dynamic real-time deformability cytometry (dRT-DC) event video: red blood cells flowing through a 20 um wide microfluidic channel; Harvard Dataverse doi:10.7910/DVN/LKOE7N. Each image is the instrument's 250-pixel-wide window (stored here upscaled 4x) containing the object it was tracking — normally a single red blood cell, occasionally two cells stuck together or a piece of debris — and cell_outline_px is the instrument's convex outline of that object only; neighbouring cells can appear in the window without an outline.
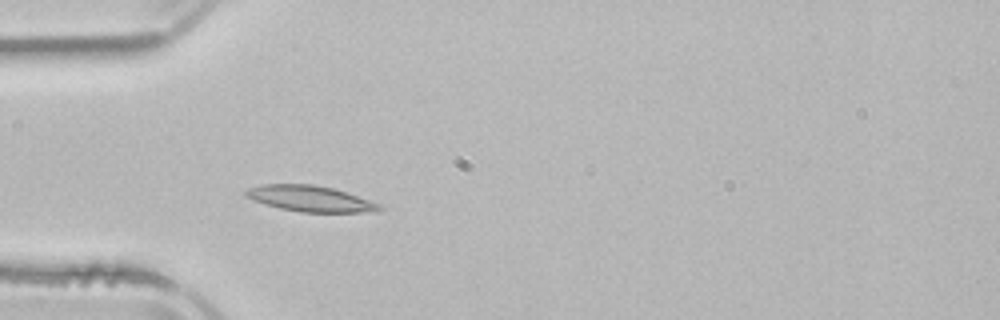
{"species": "common noctule bat (a hibernating species)", "species_latin": "Nyctalus noctula", "temperature_condition": "room temperature", "stored_images_in_passage": 2, "camera_frame_rate_fps": 3000, "um_per_image_px": 0.085, "animal": {"sex": "male", "body_mass_g": 21.5, "forearm_length_mm": 52.0}, "frame": {"image": 1, "passage_image": 2, "time_ms": 1.333, "image_size_px": [1000, 320], "cell_outline_px": [[384, 208], [380, 212], [300, 212], [280, 208], [264, 204], [252, 200], [244, 196], [244, 192], [248, 188], [260, 184], [312, 184], [332, 188], [380, 204]], "centroid_in_image_um": [26.33, 16.89], "position_along_channel_um": 58.7, "area_um2": 20.17}}